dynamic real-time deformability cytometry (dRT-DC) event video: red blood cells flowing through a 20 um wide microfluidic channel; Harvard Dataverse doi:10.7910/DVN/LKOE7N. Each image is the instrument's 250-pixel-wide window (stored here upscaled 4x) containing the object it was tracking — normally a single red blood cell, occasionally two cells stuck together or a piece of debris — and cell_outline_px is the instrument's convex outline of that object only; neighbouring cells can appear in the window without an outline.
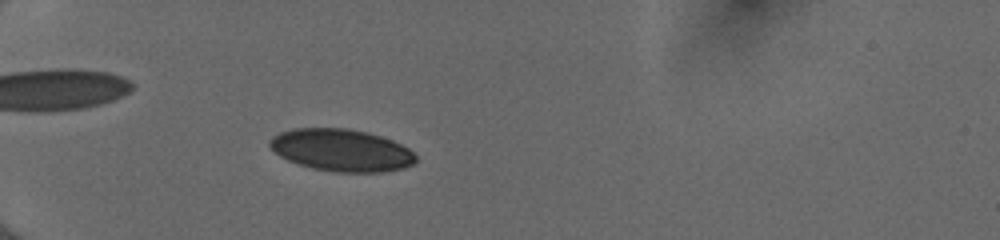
{"species": "human", "species_latin": "Homo sapiens", "temperature_condition": "cold", "stored_images_in_passage": 37, "camera_frame_rate_fps": 3000, "um_per_image_px": 0.085, "donor": {"sex": "female"}, "frame": {"image": 1, "passage_image": 2, "time_ms": 0.333, "image_size_px": [1000, 240], "cell_outline_px": [[416, 160], [412, 164], [404, 168], [380, 172], [336, 172], [312, 168], [288, 160], [280, 156], [268, 144], [268, 140], [272, 136], [280, 132], [292, 128], [348, 128], [368, 132], [392, 140], [408, 148], [416, 156]], "centroid_in_image_um": [29.0, 12.75], "position_along_channel_um": 56.0, "area_um2": 35.89}}
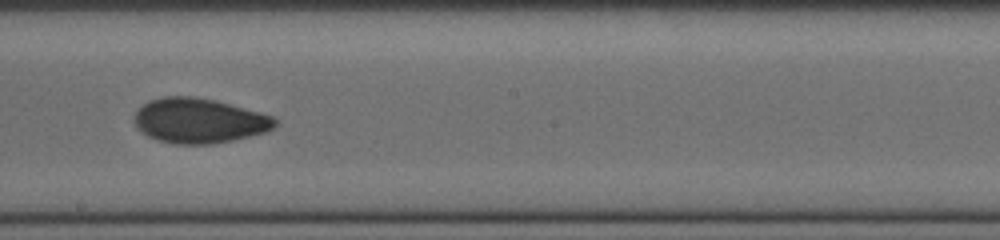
{"frame": {"image": 2, "passage_image": 17, "time_ms": 5.333, "image_size_px": [1000, 240], "cell_outline_px": [[276, 124], [268, 132], [232, 140], [212, 144], [172, 144], [148, 136], [140, 132], [136, 128], [132, 120], [132, 116], [148, 100], [164, 96], [192, 96], [216, 100], [260, 112], [272, 116], [276, 120]], "centroid_in_image_um": [16.89, 10.26], "position_along_channel_um": 231.3, "area_um2": 37.05}}
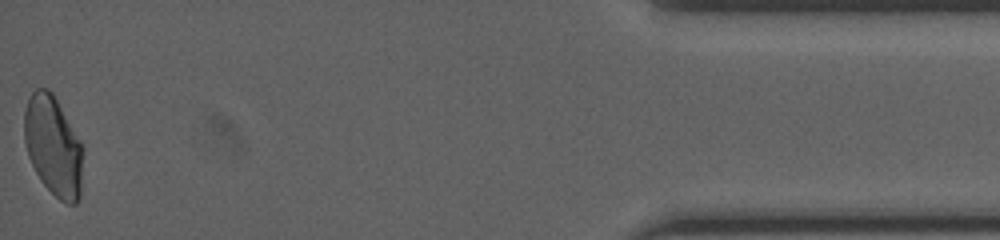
{"frame": {"image": 3, "passage_image": 37, "time_ms": 12.0, "image_size_px": [1000, 240], "cell_outline_px": [[84, 148], [80, 196], [76, 204], [68, 204], [60, 200], [40, 180], [28, 156], [24, 140], [24, 112], [28, 100], [32, 92], [36, 88], [48, 88], [52, 92], [80, 140]], "centroid_in_image_um": [4.54, 12.41], "position_along_channel_um": 430.7, "area_um2": 34.22}, "authors_computed_cell_mechanics": {"area_um2": 35.547, "velocity_mm_per_s": 4.0358, "shape_relaxation_time_tau1_ms": 9.7046, "shape_relaxation_time_tau2_ms": 1.3964, "deformation_change_tau1": 0.2089, "deformation_change_tau2": 0.0474}}